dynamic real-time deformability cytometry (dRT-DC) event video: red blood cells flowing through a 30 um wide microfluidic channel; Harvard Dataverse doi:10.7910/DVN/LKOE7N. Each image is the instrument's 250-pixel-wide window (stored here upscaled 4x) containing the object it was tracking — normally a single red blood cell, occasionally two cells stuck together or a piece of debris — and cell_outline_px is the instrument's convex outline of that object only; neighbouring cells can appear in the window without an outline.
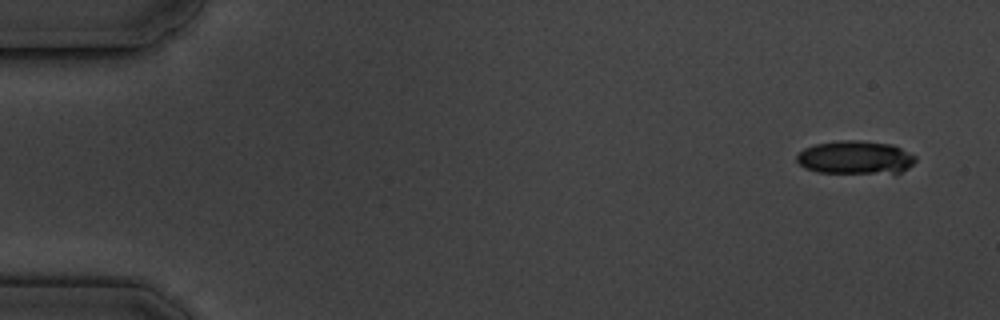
{"species": "common noctule bat (a hibernating species)", "species_latin": "Nyctalus noctula", "temperature_condition": "cold", "stored_images_in_passage": 15, "camera_frame_rate_fps": 3000, "um_per_image_px": 0.085, "animal": {"sex": "male", "body_mass_g": 19.5, "forearm_length_mm": 54.6}, "frame": {"image": 1, "passage_image": 1, "time_ms": 0.0, "image_size_px": [1000, 320], "cell_outline_px": [[916, 160], [908, 168], [900, 172], [816, 172], [804, 168], [796, 160], [796, 156], [804, 148], [816, 144], [840, 140], [860, 140], [892, 144], [916, 156]], "centroid_in_image_um": [72.68, 13.37], "position_along_channel_um": 12.3, "area_um2": 22.77}}